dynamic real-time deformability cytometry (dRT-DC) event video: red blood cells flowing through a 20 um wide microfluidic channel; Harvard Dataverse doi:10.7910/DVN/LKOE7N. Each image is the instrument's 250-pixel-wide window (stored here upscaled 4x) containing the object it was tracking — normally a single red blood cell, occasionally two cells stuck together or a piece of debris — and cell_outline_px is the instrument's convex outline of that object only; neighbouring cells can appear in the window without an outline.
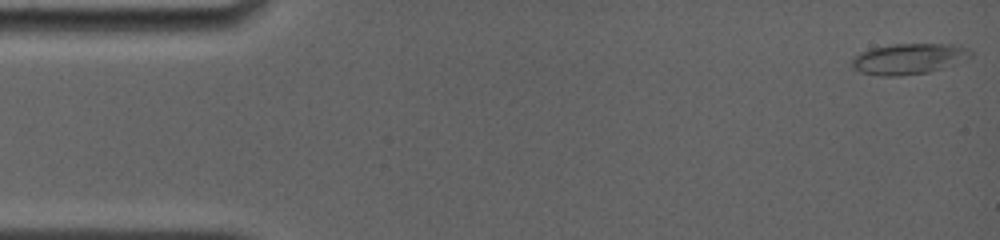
{"species": "common noctule bat (a hibernating species)", "species_latin": "Nyctalus noctula", "temperature_condition": "room temperature", "stored_images_in_passage": 11, "camera_frame_rate_fps": 4000, "um_per_image_px": 0.085, "animal": {"sex": "female", "body_mass_g": 19.0, "forearm_length_mm": 56.7}, "frame": {"image": 1, "passage_image": 1, "time_ms": 0.0, "image_size_px": [1000, 240], "cell_outline_px": [[972, 56], [940, 68], [928, 72], [900, 76], [880, 76], [860, 72], [852, 68], [852, 60], [860, 52], [872, 48], [896, 44], [960, 44], [968, 48], [972, 52]], "centroid_in_image_um": [77.22, 4.99], "position_along_channel_um": 7.8, "area_um2": 21.1}}
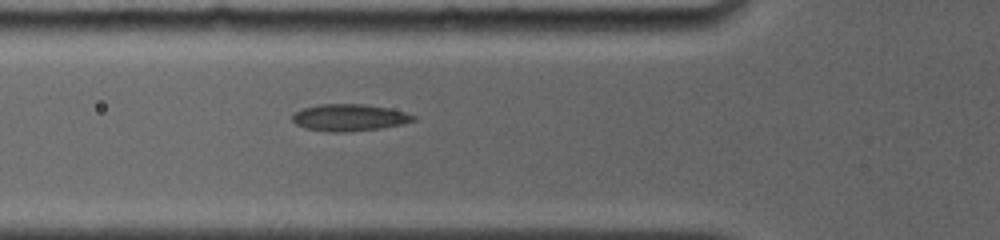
{"frame": {"image": 2, "passage_image": 10, "time_ms": 5.5, "image_size_px": [1000, 240], "cell_outline_px": [[416, 120], [404, 124], [380, 128], [348, 132], [332, 132], [304, 128], [296, 124], [292, 120], [292, 116], [296, 112], [304, 108], [320, 104], [364, 104], [388, 108], [404, 112], [416, 116]], "centroid_in_image_um": [29.71, 10.0], "position_along_channel_um": 96.1, "area_um2": 18.9}}
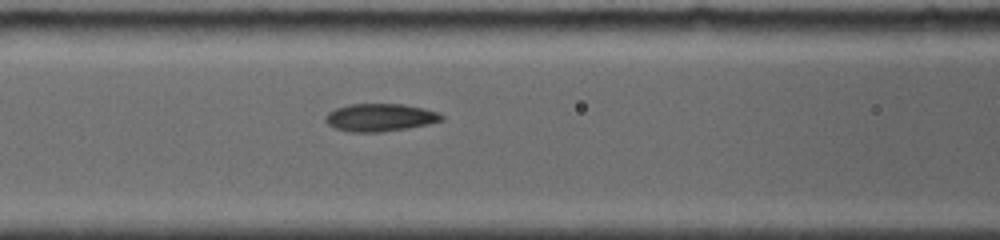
{"frame": {"image": 3, "passage_image": 11, "time_ms": 6.5, "image_size_px": [1000, 240], "cell_outline_px": [[444, 120], [428, 124], [408, 128], [380, 132], [348, 132], [336, 128], [328, 124], [324, 120], [324, 116], [328, 112], [336, 108], [348, 104], [404, 104], [424, 108], [436, 112], [444, 116]], "centroid_in_image_um": [32.29, 9.98], "position_along_channel_um": 134.3, "area_um2": 18.84}}